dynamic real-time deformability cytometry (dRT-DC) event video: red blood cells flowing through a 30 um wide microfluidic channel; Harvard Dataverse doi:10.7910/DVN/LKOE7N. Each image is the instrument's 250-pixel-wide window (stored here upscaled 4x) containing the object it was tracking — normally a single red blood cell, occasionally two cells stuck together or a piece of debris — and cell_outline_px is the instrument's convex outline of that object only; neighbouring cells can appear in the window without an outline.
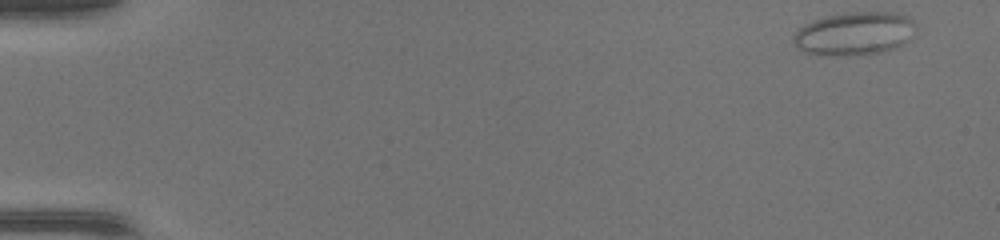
{"species": "common noctule bat (a hibernating species)", "species_latin": "Nyctalus noctula", "temperature_condition": "warm", "stored_images_in_passage": 45, "camera_frame_rate_fps": 3000, "um_per_image_px": 0.085, "animal": {"sex": "female", "body_mass_g": 17.0, "forearm_length_mm": 48.0}, "frame": {"image": 1, "passage_image": 1, "time_ms": 0.0, "image_size_px": [1000, 240], "cell_outline_px": [[916, 32], [904, 44], [896, 48], [880, 52], [856, 56], [836, 56], [804, 52], [796, 48], [792, 40], [792, 36], [804, 24], [812, 20], [828, 16], [848, 12], [900, 12], [908, 16], [916, 24]], "centroid_in_image_um": [72.66, 2.86], "position_along_channel_um": 12.3, "area_um2": 31.39}}
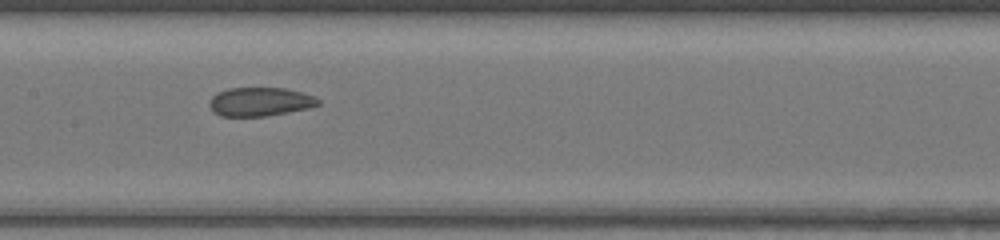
{"frame": {"image": 2, "passage_image": 23, "time_ms": 7.333, "image_size_px": [1000, 240], "cell_outline_px": [[320, 104], [308, 108], [268, 116], [220, 116], [212, 112], [208, 104], [212, 96], [216, 92], [228, 88], [284, 88], [316, 96], [320, 100]], "centroid_in_image_um": [22.07, 8.65], "position_along_channel_um": 185.3, "area_um2": 18.38}}
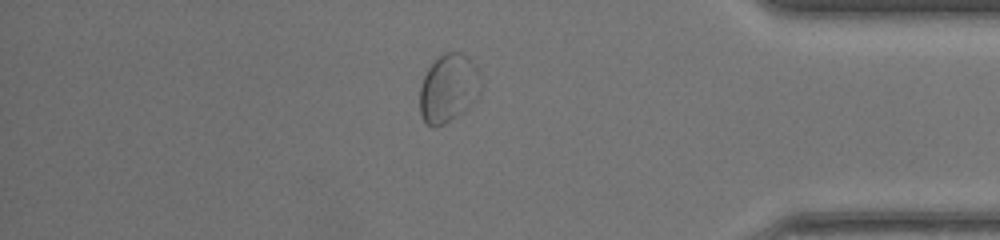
{"frame": {"image": 3, "passage_image": 39, "time_ms": 12.667, "image_size_px": [1000, 240], "cell_outline_px": [[484, 84], [480, 96], [464, 112], [444, 124], [436, 128], [432, 128], [420, 116], [420, 88], [424, 76], [428, 68], [444, 52], [460, 52], [468, 56], [476, 64], [480, 72]], "centroid_in_image_um": [38.19, 7.51], "position_along_channel_um": 397.0, "area_um2": 25.03}}